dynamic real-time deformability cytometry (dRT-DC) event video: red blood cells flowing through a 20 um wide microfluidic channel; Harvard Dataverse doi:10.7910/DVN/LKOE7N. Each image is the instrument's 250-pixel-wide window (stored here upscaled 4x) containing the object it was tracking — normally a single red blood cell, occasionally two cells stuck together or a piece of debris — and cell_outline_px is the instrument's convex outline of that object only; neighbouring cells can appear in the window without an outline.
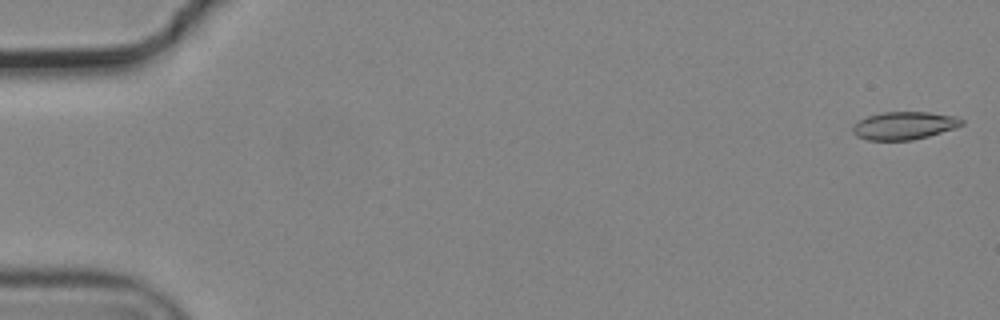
{"species": "common noctule bat (a hibernating species)", "species_latin": "Nyctalus noctula", "temperature_condition": "cold", "stored_images_in_passage": 9, "camera_frame_rate_fps": 3000, "um_per_image_px": 0.085, "animal": {"sex": "male", "body_mass_g": 19.2, "forearm_length_mm": 51.8}, "frame": {"image": 1, "passage_image": 1, "time_ms": 0.0, "image_size_px": [1000, 320], "cell_outline_px": [[964, 124], [956, 128], [928, 136], [912, 140], [868, 140], [856, 136], [852, 132], [852, 124], [868, 116], [880, 112], [928, 112], [956, 116], [964, 120]], "centroid_in_image_um": [76.85, 10.67], "position_along_channel_um": 8.1, "area_um2": 17.8}}